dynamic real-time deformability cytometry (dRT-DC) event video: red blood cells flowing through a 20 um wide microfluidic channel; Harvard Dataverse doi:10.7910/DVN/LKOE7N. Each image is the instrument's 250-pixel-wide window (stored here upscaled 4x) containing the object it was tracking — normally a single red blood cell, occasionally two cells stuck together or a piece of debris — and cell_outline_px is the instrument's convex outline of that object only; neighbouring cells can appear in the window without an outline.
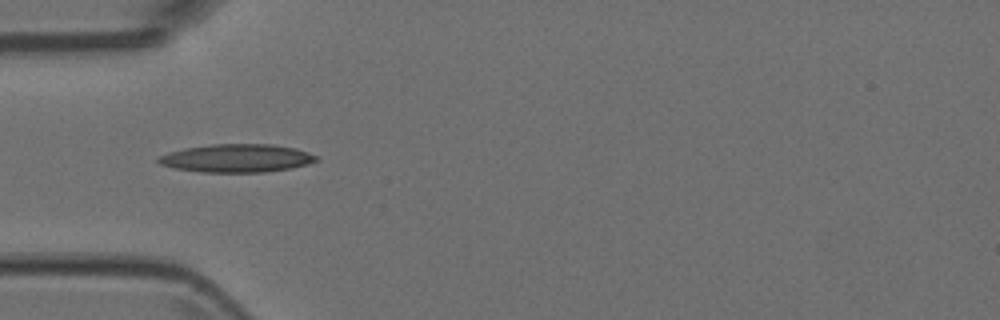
{"species": "Egyptian fruit bat (a non-hibernating species)", "species_latin": "Rousettus aegyptiacus", "temperature_condition": "room temperature", "stored_images_in_passage": 9, "camera_frame_rate_fps": 3000, "um_per_image_px": 0.085, "animal": {"sex": "female"}, "frame": {"image": 1, "passage_image": 3, "time_ms": 0.667, "image_size_px": [1000, 320], "cell_outline_px": [[320, 160], [308, 164], [288, 168], [264, 172], [200, 172], [172, 168], [160, 164], [156, 160], [160, 156], [168, 152], [184, 148], [212, 144], [272, 144], [296, 148], [308, 152], [316, 156]], "centroid_in_image_um": [20.1, 13.44], "position_along_channel_um": 64.9, "area_um2": 25.95}}
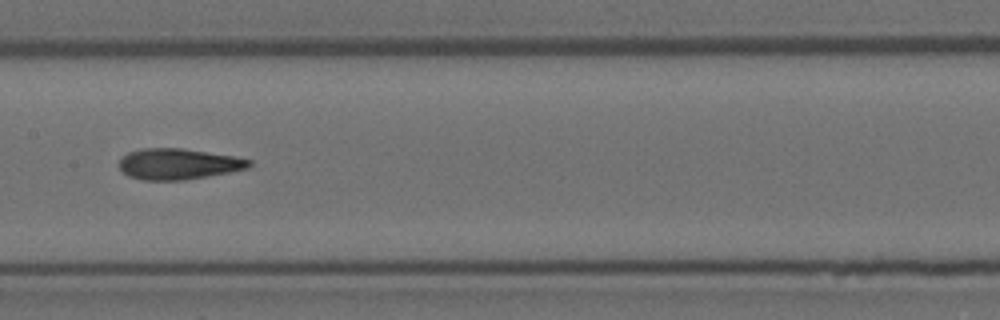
{"frame": {"image": 2, "passage_image": 6, "time_ms": 1.667, "image_size_px": [1000, 320], "cell_outline_px": [[252, 164], [248, 168], [228, 172], [184, 180], [144, 180], [128, 176], [120, 168], [120, 160], [128, 152], [144, 148], [184, 148], [236, 156], [252, 160]], "centroid_in_image_um": [15.19, 13.93], "position_along_channel_um": 192.2, "area_um2": 23.35}}
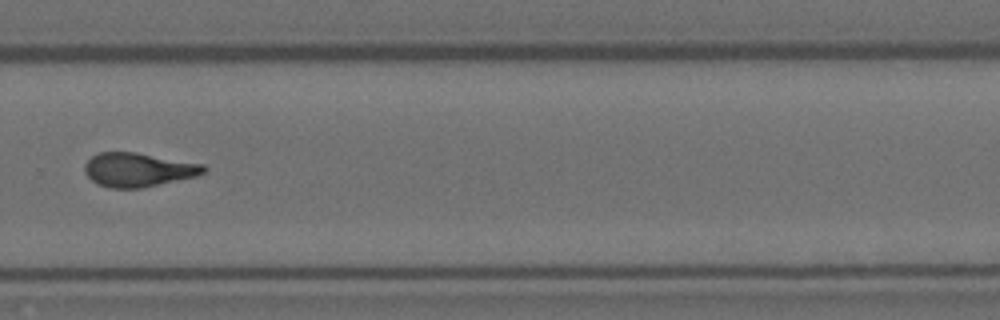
{"frame": {"image": 3, "passage_image": 9, "time_ms": 2.667, "image_size_px": [1000, 320], "cell_outline_px": [[208, 168], [204, 172], [196, 176], [140, 188], [108, 188], [96, 184], [84, 172], [84, 164], [92, 156], [100, 152], [136, 152], [204, 164]], "centroid_in_image_um": [11.73, 14.42], "position_along_channel_um": 318.1, "area_um2": 23.52}}